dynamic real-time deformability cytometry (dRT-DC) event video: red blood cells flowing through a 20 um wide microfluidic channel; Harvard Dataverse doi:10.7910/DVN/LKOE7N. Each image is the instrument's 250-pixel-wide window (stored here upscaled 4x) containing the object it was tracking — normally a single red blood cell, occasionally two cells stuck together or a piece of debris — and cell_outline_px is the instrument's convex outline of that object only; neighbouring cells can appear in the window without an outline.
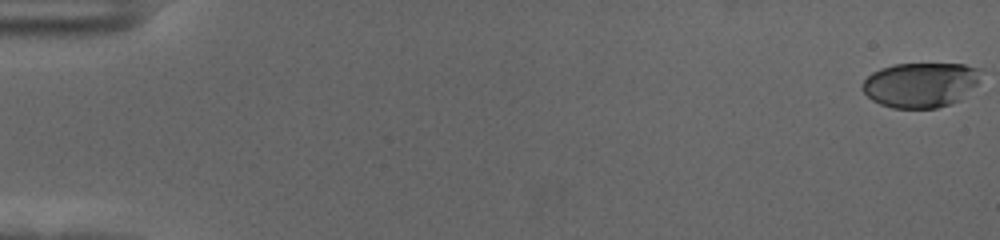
{"species": "human", "species_latin": "Homo sapiens", "temperature_condition": "cold", "stored_images_in_passage": 59, "camera_frame_rate_fps": 3000, "um_per_image_px": 0.085, "donor": {"sex": "female"}, "frame": {"image": 1, "passage_image": 1, "time_ms": 0.0, "image_size_px": [1000, 240], "cell_outline_px": [[984, 68], [976, 84], [960, 100], [952, 104], [936, 108], [892, 108], [880, 104], [872, 100], [864, 92], [864, 80], [872, 72], [880, 68], [892, 64], [964, 64]], "centroid_in_image_um": [78.28, 7.2], "position_along_channel_um": 6.7, "area_um2": 31.15}}
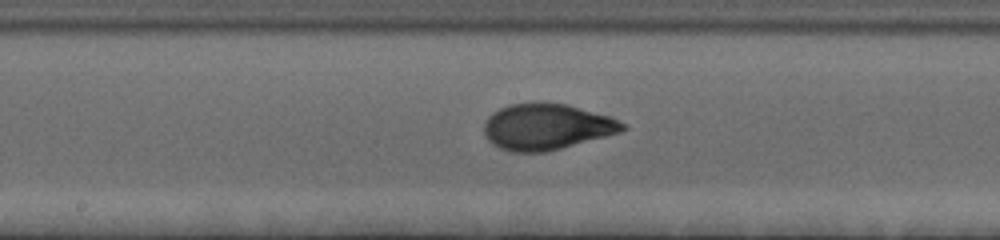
{"frame": {"image": 2, "passage_image": 32, "time_ms": 10.333, "image_size_px": [1000, 240], "cell_outline_px": [[628, 128], [620, 132], [560, 148], [544, 152], [512, 152], [500, 148], [492, 144], [484, 136], [484, 124], [488, 116], [492, 112], [508, 104], [540, 100], [568, 104], [612, 116], [624, 124]], "centroid_in_image_um": [46.43, 10.73], "position_along_channel_um": 201.8, "area_um2": 37.74}}
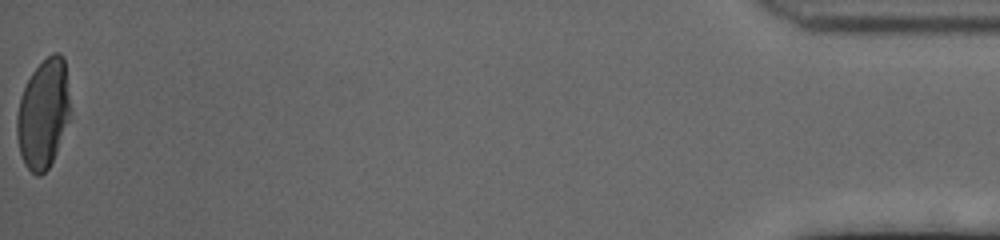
{"frame": {"image": 3, "passage_image": 59, "time_ms": 19.333, "image_size_px": [1000, 240], "cell_outline_px": [[72, 112], [56, 152], [48, 168], [40, 176], [36, 176], [24, 164], [20, 152], [16, 136], [16, 116], [20, 96], [32, 72], [52, 52], [60, 52], [64, 56]], "centroid_in_image_um": [3.69, 9.65], "position_along_channel_um": 431.5, "area_um2": 34.28}, "authors_computed_cell_mechanics": {"area_um2": 35.0268, "velocity_mm_per_s": 3.5564, "shape_relaxation_time_tau1_ms": 3.8666, "shape_relaxation_time_tau2_ms": 0.7595, "deformation_change_tau1": 0.178, "deformation_change_tau2": 0.0571}}